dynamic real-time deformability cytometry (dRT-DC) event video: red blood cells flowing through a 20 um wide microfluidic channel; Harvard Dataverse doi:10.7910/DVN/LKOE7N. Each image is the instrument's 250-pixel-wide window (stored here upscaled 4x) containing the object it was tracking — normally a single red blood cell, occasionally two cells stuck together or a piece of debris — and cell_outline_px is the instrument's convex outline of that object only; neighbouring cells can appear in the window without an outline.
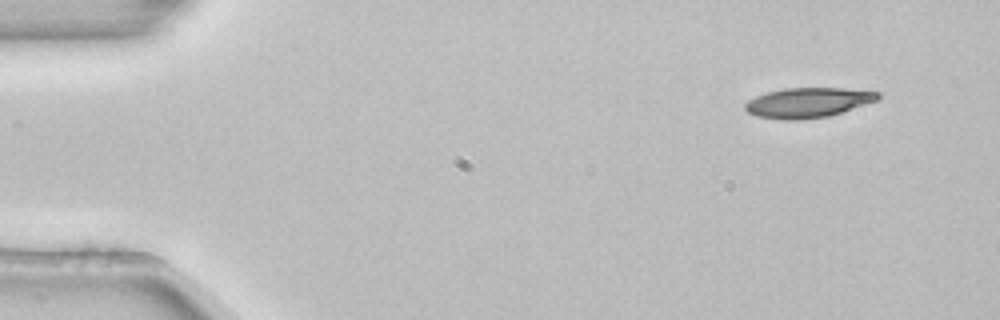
{"species": "common noctule bat (a hibernating species)", "species_latin": "Nyctalus noctula", "temperature_condition": "room temperature", "stored_images_in_passage": 3, "camera_frame_rate_fps": 3000, "um_per_image_px": 0.085, "animal": {"sex": "female", "body_mass_g": 22.7, "forearm_length_mm": 54.2}, "frame": {"image": 1, "passage_image": 1, "time_ms": 0.0, "image_size_px": [1000, 320], "cell_outline_px": [[880, 96], [876, 100], [828, 116], [796, 120], [788, 120], [760, 116], [748, 112], [744, 108], [744, 104], [748, 100], [756, 96], [768, 92], [784, 88], [844, 88], [880, 92]], "centroid_in_image_um": [68.65, 8.71], "position_along_channel_um": 16.3, "area_um2": 22.72}}